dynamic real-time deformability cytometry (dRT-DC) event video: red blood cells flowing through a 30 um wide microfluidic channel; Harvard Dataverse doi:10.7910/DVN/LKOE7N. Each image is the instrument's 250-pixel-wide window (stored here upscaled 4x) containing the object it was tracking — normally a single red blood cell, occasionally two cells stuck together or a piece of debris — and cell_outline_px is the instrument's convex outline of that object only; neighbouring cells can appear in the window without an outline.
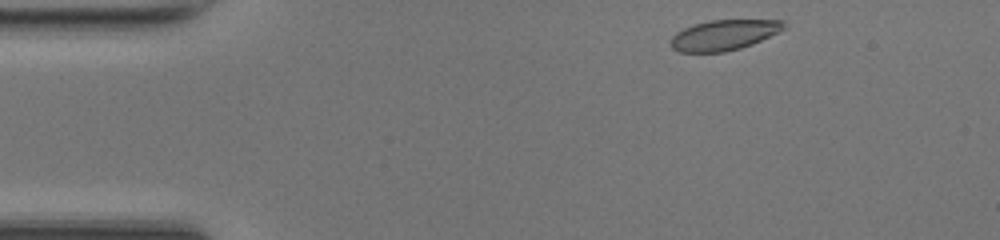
{"species": "common noctule bat (a hibernating species)", "species_latin": "Nyctalus noctula", "temperature_condition": "room temperature", "stored_images_in_passage": 43, "camera_frame_rate_fps": 3000, "um_per_image_px": 0.085, "animal": {"sex": "female", "body_mass_g": 17.0, "forearm_length_mm": 48.0}, "frame": {"image": 1, "passage_image": 1, "time_ms": 0.0, "image_size_px": [1000, 240], "cell_outline_px": [[784, 28], [752, 44], [740, 48], [724, 52], [680, 52], [672, 48], [672, 36], [676, 32], [684, 28], [696, 24], [712, 20], [784, 20]], "centroid_in_image_um": [61.5, 2.98], "position_along_channel_um": 23.5, "area_um2": 19.59}}
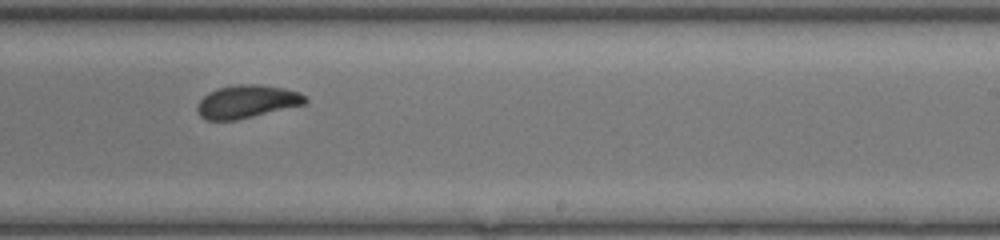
{"frame": {"image": 2, "passage_image": 24, "time_ms": 7.667, "image_size_px": [1000, 240], "cell_outline_px": [[308, 100], [304, 104], [236, 120], [204, 120], [200, 116], [196, 108], [196, 104], [208, 92], [216, 88], [236, 84], [264, 84], [284, 88], [300, 92]], "centroid_in_image_um": [20.95, 8.62], "position_along_channel_um": 268.1, "area_um2": 20.87}}
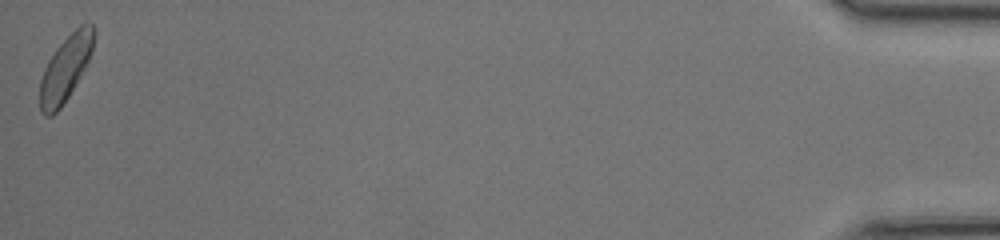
{"frame": {"image": 3, "passage_image": 43, "time_ms": 14.0, "image_size_px": [1000, 240], "cell_outline_px": [[96, 32], [92, 52], [80, 76], [68, 96], [60, 108], [52, 116], [44, 116], [40, 112], [40, 80], [44, 68], [48, 60], [56, 48], [80, 24], [92, 24], [96, 28]], "centroid_in_image_um": [5.57, 5.81], "position_along_channel_um": 429.6, "area_um2": 20.4}, "authors_computed_cell_mechanics": {"area_um2": 20.8658, "velocity_mm_per_s": 4.2015, "shape_relaxation_time_tau1_ms": 3.7218, "shape_relaxation_time_tau2_ms": 1.1444, "deformation_change_tau1": 0.1258, "deformation_change_tau2": 0.0413}}